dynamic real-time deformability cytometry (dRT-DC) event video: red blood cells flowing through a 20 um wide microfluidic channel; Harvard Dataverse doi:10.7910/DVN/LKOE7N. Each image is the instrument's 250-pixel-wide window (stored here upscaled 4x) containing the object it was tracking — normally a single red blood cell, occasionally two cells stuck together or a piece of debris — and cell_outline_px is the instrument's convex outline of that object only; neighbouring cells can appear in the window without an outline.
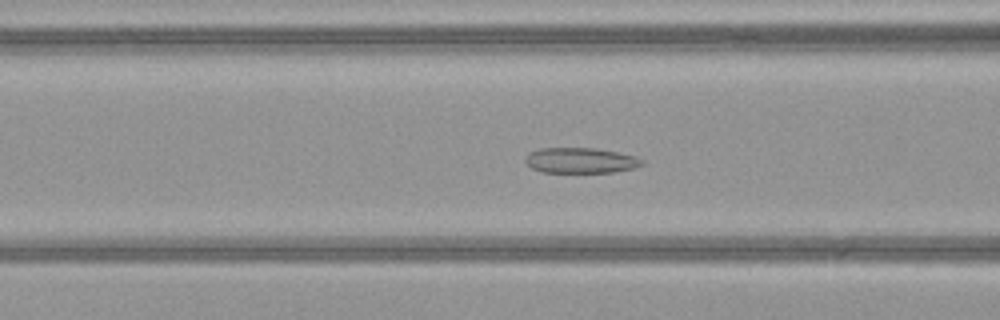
{"species": "common noctule bat (a hibernating species)", "species_latin": "Nyctalus noctula", "temperature_condition": "warm", "stored_images_in_passage": 51, "camera_frame_rate_fps": 3000, "um_per_image_px": 0.085, "animal": {"sex": "female", "body_mass_g": 21.9}, "frame": {"image": 1, "passage_image": 21, "time_ms": 6.667, "image_size_px": [1000, 320], "cell_outline_px": [[644, 164], [636, 168], [612, 172], [540, 172], [532, 168], [524, 160], [528, 152], [540, 148], [596, 148], [636, 156], [644, 160]], "centroid_in_image_um": [49.36, 13.63], "position_along_channel_um": 117.2, "area_um2": 17.4}}
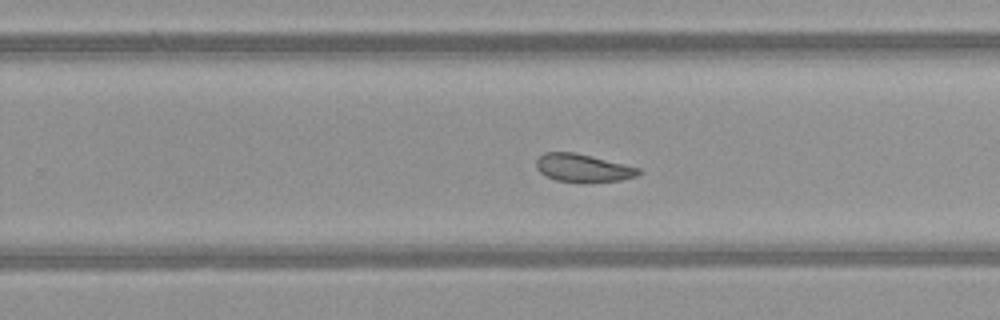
{"frame": {"image": 2, "passage_image": 33, "time_ms": 10.667, "image_size_px": [1000, 320], "cell_outline_px": [[640, 172], [636, 176], [620, 180], [556, 180], [540, 172], [536, 168], [536, 160], [544, 152], [576, 152], [640, 168]], "centroid_in_image_um": [49.52, 14.23], "position_along_channel_um": 280.3, "area_um2": 15.95}}
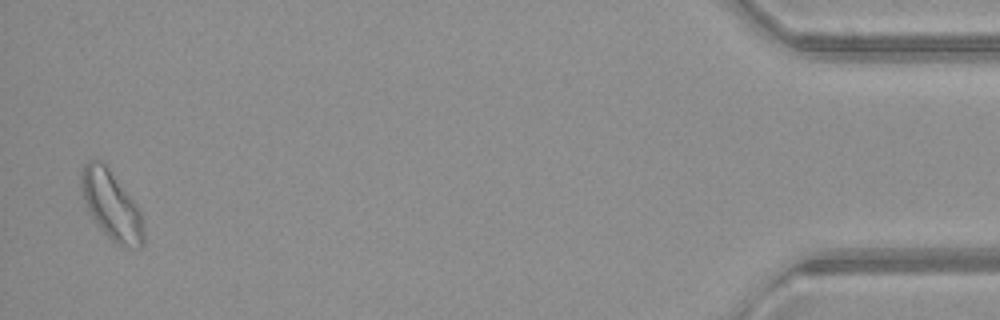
{"frame": {"image": 3, "passage_image": 50, "time_ms": 16.333, "image_size_px": [1000, 320], "cell_outline_px": [[144, 244], [140, 248], [136, 248], [116, 244], [100, 228], [88, 212], [80, 192], [80, 172], [84, 164], [88, 160], [104, 160], [140, 208], [144, 216]], "centroid_in_image_um": [9.48, 17.41], "position_along_channel_um": 425.7, "area_um2": 25.84}, "authors_computed_cell_mechanics": {"area_um2": 20.519, "velocity_mm_per_s": 4.0876, "shape_relaxation_time_tau1_ms": 9.005, "shape_relaxation_time_tau2_ms": 4.4139, "deformation_change_tau1": 0.1418, "deformation_change_tau2": 0.1039}}